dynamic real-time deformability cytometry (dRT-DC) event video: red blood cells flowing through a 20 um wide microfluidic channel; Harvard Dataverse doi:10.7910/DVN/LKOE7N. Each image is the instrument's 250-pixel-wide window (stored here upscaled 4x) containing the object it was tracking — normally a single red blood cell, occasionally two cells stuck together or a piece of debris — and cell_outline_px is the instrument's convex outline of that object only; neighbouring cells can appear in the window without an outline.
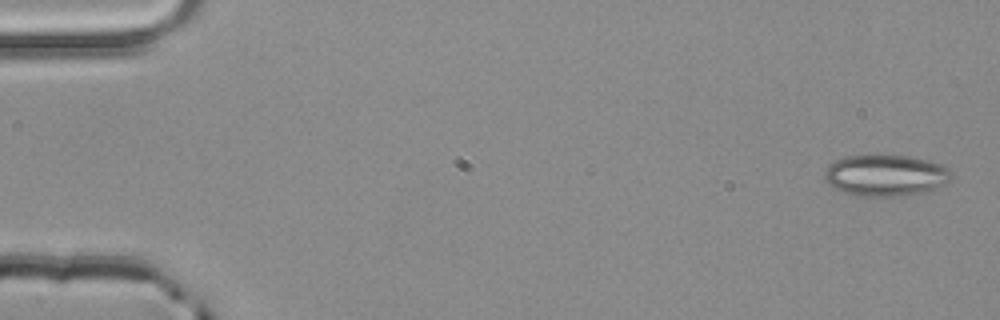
{"species": "common noctule bat (a hibernating species)", "species_latin": "Nyctalus noctula", "temperature_condition": "room temperature", "stored_images_in_passage": 4, "camera_frame_rate_fps": 3000, "um_per_image_px": 0.085, "animal": {"sex": "male", "body_mass_g": 20.4}, "frame": {"image": 1, "passage_image": 1, "time_ms": 0.0, "image_size_px": [1000, 320], "cell_outline_px": [[952, 176], [944, 184], [936, 188], [924, 192], [896, 196], [856, 196], [844, 192], [828, 184], [824, 180], [824, 172], [836, 160], [844, 156], [912, 156], [944, 164], [952, 172]], "centroid_in_image_um": [75.3, 14.91], "position_along_channel_um": 9.7, "area_um2": 30.46}}